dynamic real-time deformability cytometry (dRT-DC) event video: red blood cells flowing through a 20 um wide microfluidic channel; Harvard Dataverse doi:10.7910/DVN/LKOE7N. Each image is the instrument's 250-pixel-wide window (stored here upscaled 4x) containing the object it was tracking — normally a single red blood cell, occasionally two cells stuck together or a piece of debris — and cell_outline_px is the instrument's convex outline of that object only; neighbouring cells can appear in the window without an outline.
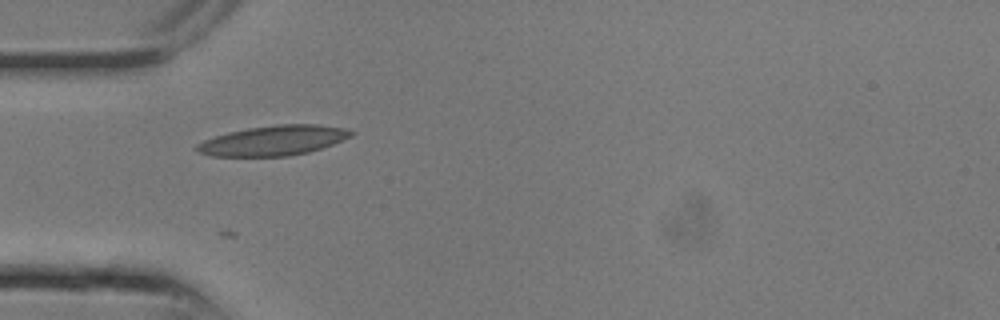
{"species": "common noctule bat (a hibernating species)", "species_latin": "Nyctalus noctula", "temperature_condition": "room temperature", "stored_images_in_passage": 4, "camera_frame_rate_fps": 3000, "um_per_image_px": 0.085, "animal": {"sex": "male", "body_mass_g": 13.3}, "frame": {"image": 1, "passage_image": 1, "time_ms": 0.0, "image_size_px": [1000, 320], "cell_outline_px": [[356, 132], [352, 136], [332, 144], [308, 152], [288, 156], [212, 156], [200, 152], [192, 148], [196, 144], [204, 140], [228, 132], [248, 128], [276, 124], [316, 124], [344, 128]], "centroid_in_image_um": [23.23, 11.94], "position_along_channel_um": 61.8, "area_um2": 26.82}}
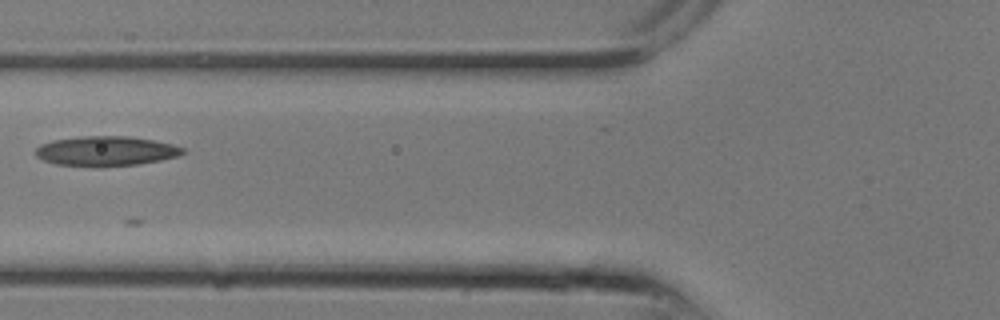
{"frame": {"image": 2, "passage_image": 3, "time_ms": 0.667, "image_size_px": [1000, 320], "cell_outline_px": [[184, 152], [180, 156], [140, 164], [100, 168], [96, 168], [56, 164], [44, 160], [36, 156], [32, 152], [40, 144], [52, 140], [84, 136], [128, 136], [152, 140], [172, 144], [184, 148]], "centroid_in_image_um": [8.97, 12.86], "position_along_channel_um": 116.8, "area_um2": 26.01}}